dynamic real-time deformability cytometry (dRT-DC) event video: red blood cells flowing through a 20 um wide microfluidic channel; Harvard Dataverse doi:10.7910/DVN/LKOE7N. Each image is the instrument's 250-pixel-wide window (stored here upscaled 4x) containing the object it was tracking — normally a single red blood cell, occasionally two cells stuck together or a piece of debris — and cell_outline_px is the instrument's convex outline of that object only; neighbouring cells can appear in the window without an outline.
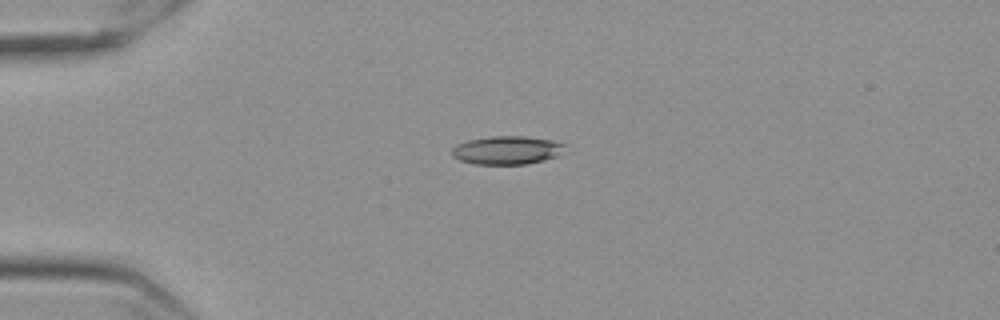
{"species": "Egyptian fruit bat (a non-hibernating species)", "species_latin": "Rousettus aegyptiacus", "temperature_condition": "cold", "stored_images_in_passage": 44, "camera_frame_rate_fps": 3000, "um_per_image_px": 0.085, "frame": {"image": 1, "passage_image": 1, "time_ms": 0.0, "image_size_px": [1000, 320], "cell_outline_px": [[564, 144], [560, 156], [528, 164], [476, 164], [460, 160], [452, 156], [452, 148], [456, 144], [468, 140], [492, 136], [524, 136], [552, 140]], "centroid_in_image_um": [43.08, 12.77], "position_along_channel_um": 41.9, "area_um2": 18.67}}
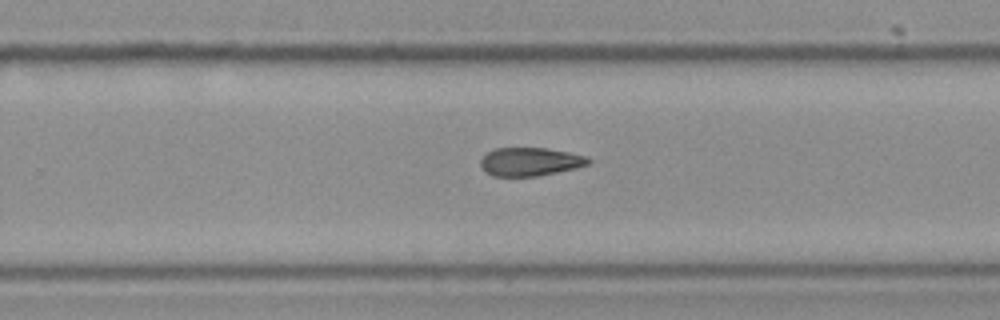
{"frame": {"image": 2, "passage_image": 24, "time_ms": 7.667, "image_size_px": [1000, 320], "cell_outline_px": [[592, 160], [588, 164], [576, 168], [536, 176], [492, 176], [484, 172], [480, 164], [480, 160], [488, 152], [496, 148], [544, 148], [568, 152], [584, 156]], "centroid_in_image_um": [45.02, 13.75], "position_along_channel_um": 284.8, "area_um2": 17.69}}
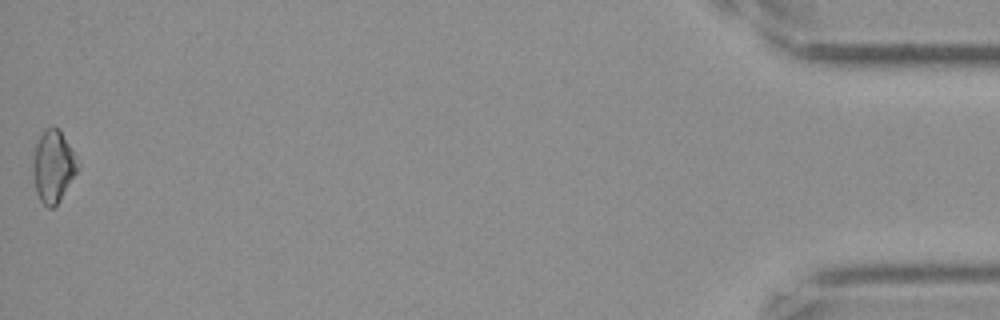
{"frame": {"image": 3, "passage_image": 44, "time_ms": 14.333, "image_size_px": [1000, 320], "cell_outline_px": [[76, 172], [60, 200], [52, 208], [48, 208], [40, 200], [36, 192], [32, 168], [32, 164], [36, 144], [44, 128], [60, 128], [72, 152], [76, 168]], "centroid_in_image_um": [4.46, 14.15], "position_along_channel_um": 430.7, "area_um2": 18.09}}